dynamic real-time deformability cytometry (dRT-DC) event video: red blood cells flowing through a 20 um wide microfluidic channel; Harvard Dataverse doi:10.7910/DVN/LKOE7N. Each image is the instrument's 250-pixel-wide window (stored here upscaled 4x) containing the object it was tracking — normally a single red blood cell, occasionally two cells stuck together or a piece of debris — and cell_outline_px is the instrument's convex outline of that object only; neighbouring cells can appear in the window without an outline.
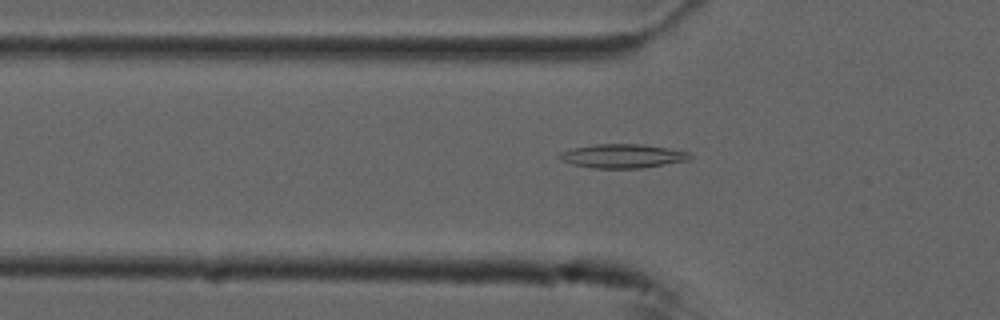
{"species": "common noctule bat (a hibernating species)", "species_latin": "Nyctalus noctula", "temperature_condition": "cold", "stored_images_in_passage": 49, "camera_frame_rate_fps": 3000, "um_per_image_px": 0.085, "animal": {"sex": "male", "forearm_length_mm": 52.5}, "frame": {"image": 1, "passage_image": 18, "time_ms": 5.667, "image_size_px": [1000, 320], "cell_outline_px": [[692, 156], [688, 160], [640, 168], [592, 168], [572, 164], [560, 160], [556, 156], [560, 152], [572, 148], [596, 144], [640, 144], [668, 148], [688, 152]], "centroid_in_image_um": [52.86, 13.26], "position_along_channel_um": 72.9, "area_um2": 18.09}}
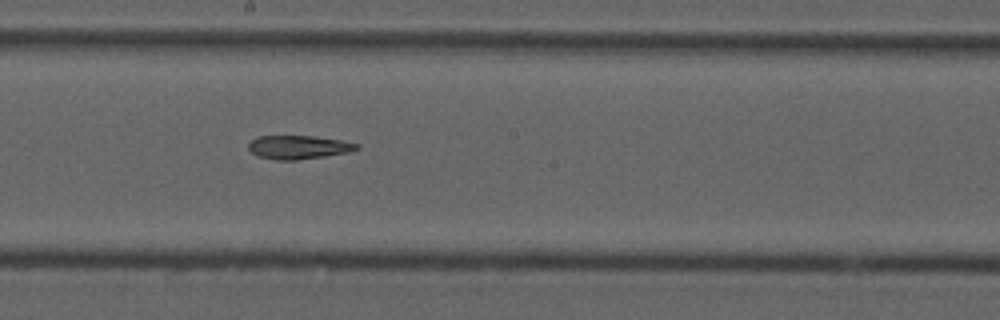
{"frame": {"image": 2, "passage_image": 30, "time_ms": 9.667, "image_size_px": [1000, 320], "cell_outline_px": [[360, 148], [348, 152], [324, 156], [296, 160], [276, 160], [256, 156], [248, 148], [248, 144], [252, 140], [260, 136], [312, 136], [340, 140], [360, 144]], "centroid_in_image_um": [25.36, 12.51], "position_along_channel_um": 222.8, "area_um2": 14.8}}
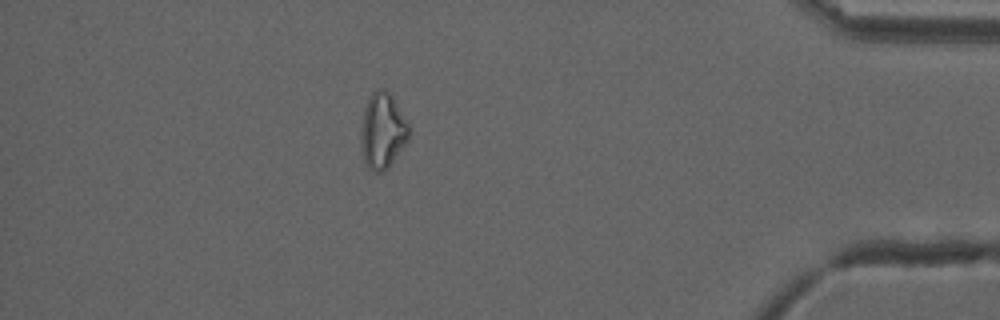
{"frame": {"image": 3, "passage_image": 48, "time_ms": 15.667, "image_size_px": [1000, 320], "cell_outline_px": [[412, 132], [408, 140], [388, 168], [380, 172], [376, 172], [368, 168], [364, 160], [360, 144], [360, 132], [364, 108], [368, 96], [372, 92], [380, 88], [384, 88], [392, 92]], "centroid_in_image_um": [32.52, 11.07], "position_along_channel_um": 402.7, "area_um2": 21.68}}